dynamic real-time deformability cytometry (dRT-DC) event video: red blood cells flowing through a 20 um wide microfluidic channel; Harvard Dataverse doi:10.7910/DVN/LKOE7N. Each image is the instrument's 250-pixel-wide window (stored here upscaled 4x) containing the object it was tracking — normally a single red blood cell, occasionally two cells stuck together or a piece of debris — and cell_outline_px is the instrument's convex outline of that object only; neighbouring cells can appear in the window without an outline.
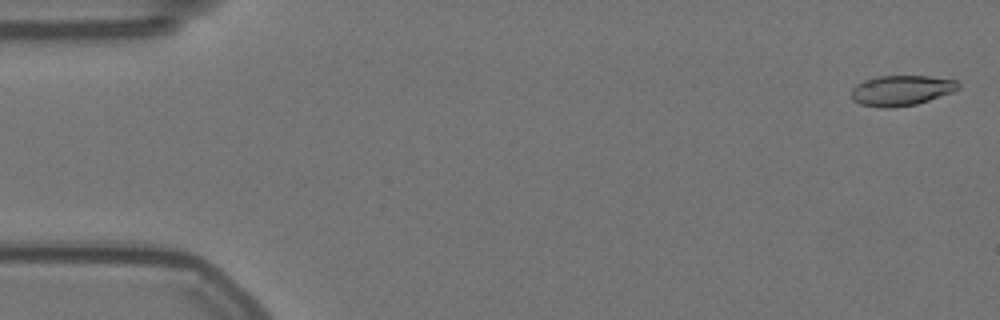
{"species": "Egyptian fruit bat (a non-hibernating species)", "species_latin": "Rousettus aegyptiacus", "temperature_condition": "warm", "stored_images_in_passage": 57, "camera_frame_rate_fps": 3000, "um_per_image_px": 0.085, "animal": {"sex": "female"}, "frame": {"image": 1, "passage_image": 2, "time_ms": 0.333, "image_size_px": [1000, 320], "cell_outline_px": [[960, 88], [952, 92], [916, 104], [892, 108], [884, 108], [860, 104], [852, 100], [852, 88], [856, 84], [864, 80], [876, 76], [928, 76], [956, 80], [960, 84]], "centroid_in_image_um": [76.6, 7.68], "position_along_channel_um": 8.4, "area_um2": 18.9}}
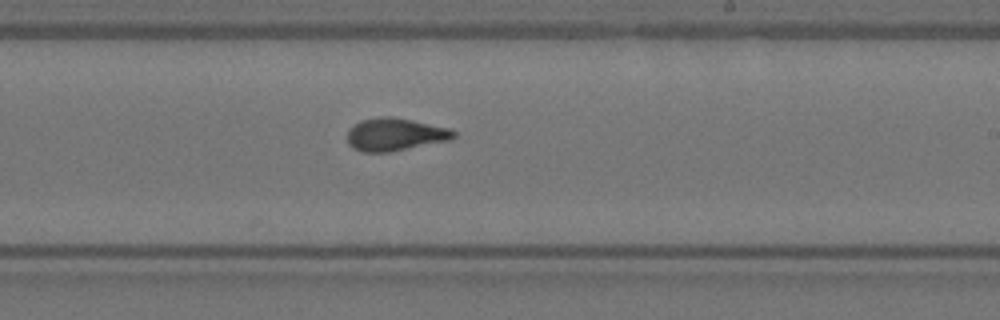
{"frame": {"image": 2, "passage_image": 34, "time_ms": 11.0, "image_size_px": [1000, 320], "cell_outline_px": [[456, 136], [452, 140], [388, 152], [364, 152], [352, 148], [348, 144], [348, 132], [360, 120], [380, 116], [392, 116], [452, 128], [456, 132]], "centroid_in_image_um": [33.63, 11.42], "position_along_channel_um": 255.4, "area_um2": 20.4}}
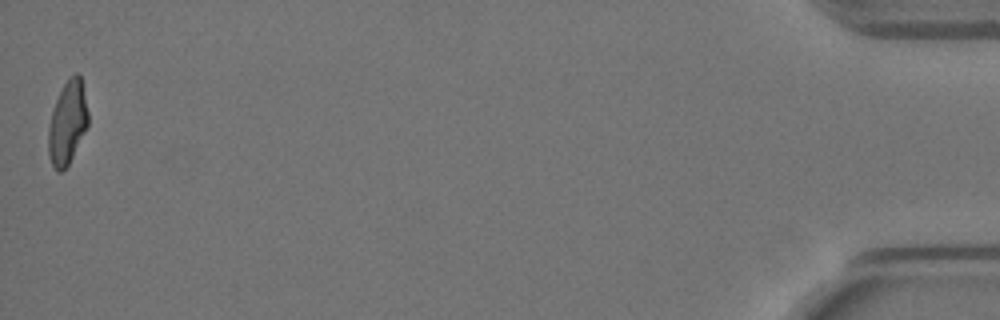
{"frame": {"image": 3, "passage_image": 57, "time_ms": 18.667, "image_size_px": [1000, 320], "cell_outline_px": [[88, 124], [68, 164], [60, 172], [56, 172], [52, 164], [48, 152], [48, 128], [52, 112], [56, 100], [64, 84], [76, 72], [80, 76], [88, 112]], "centroid_in_image_um": [5.72, 10.45], "position_along_channel_um": 429.5, "area_um2": 18.73}, "authors_computed_cell_mechanics": {"area_um2": 19.652, "velocity_mm_per_s": 3.5539, "shape_relaxation_time_tau1_ms": null, "shape_relaxation_time_tau2_ms": 1.5396, "deformation_change_tau1": null, "deformation_change_tau2": 0.0839}}